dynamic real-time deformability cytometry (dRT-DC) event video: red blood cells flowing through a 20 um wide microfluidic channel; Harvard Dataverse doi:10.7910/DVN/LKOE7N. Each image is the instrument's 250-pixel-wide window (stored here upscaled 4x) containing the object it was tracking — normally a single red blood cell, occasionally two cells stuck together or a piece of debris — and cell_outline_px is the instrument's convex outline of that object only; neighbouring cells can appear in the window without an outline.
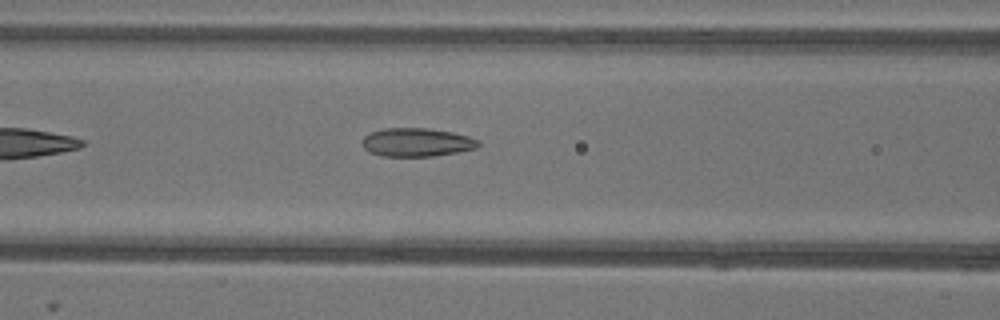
{"species": "common noctule bat (a hibernating species)", "species_latin": "Nyctalus noctula", "temperature_condition": "warm", "stored_images_in_passage": 34, "camera_frame_rate_fps": 3000, "um_per_image_px": 0.085, "animal": {"sex": "female"}, "frame": {"image": 1, "passage_image": 5, "time_ms": 1.333, "image_size_px": [1000, 320], "cell_outline_px": [[480, 144], [476, 148], [456, 152], [432, 156], [380, 156], [368, 152], [360, 144], [360, 140], [364, 136], [372, 132], [384, 128], [428, 128], [452, 132], [468, 136], [480, 140]], "centroid_in_image_um": [35.38, 12.09], "position_along_channel_um": 131.2, "area_um2": 19.42}}
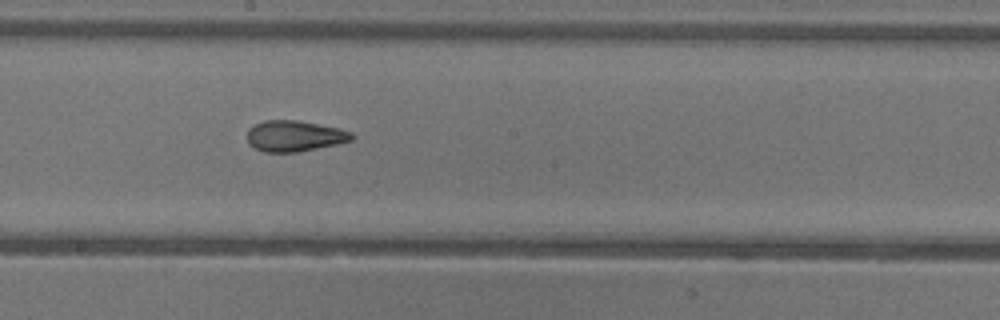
{"frame": {"image": 2, "passage_image": 12, "time_ms": 3.667, "image_size_px": [1000, 320], "cell_outline_px": [[356, 136], [352, 140], [336, 144], [296, 152], [264, 152], [248, 144], [248, 128], [264, 120], [296, 120], [340, 128], [352, 132]], "centroid_in_image_um": [25.04, 11.55], "position_along_channel_um": 223.2, "area_um2": 18.79}}
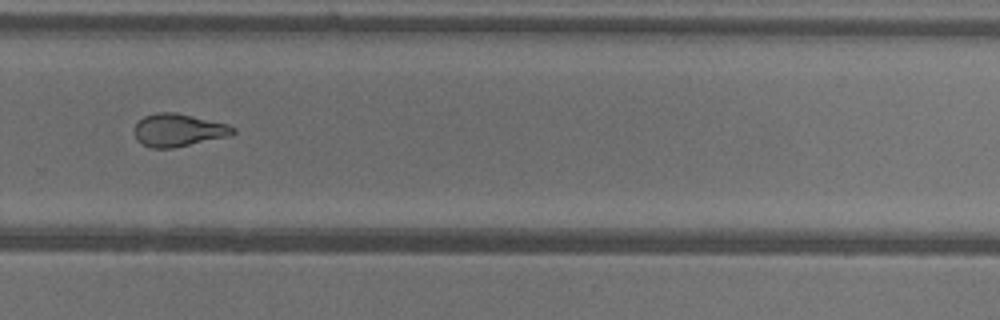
{"frame": {"image": 3, "passage_image": 19, "time_ms": 6.0, "image_size_px": [1000, 320], "cell_outline_px": [[236, 132], [228, 136], [172, 148], [152, 148], [136, 140], [132, 132], [132, 128], [144, 116], [156, 112], [176, 112], [228, 124], [236, 128]], "centroid_in_image_um": [15.12, 11.05], "position_along_channel_um": 314.7, "area_um2": 18.9}}